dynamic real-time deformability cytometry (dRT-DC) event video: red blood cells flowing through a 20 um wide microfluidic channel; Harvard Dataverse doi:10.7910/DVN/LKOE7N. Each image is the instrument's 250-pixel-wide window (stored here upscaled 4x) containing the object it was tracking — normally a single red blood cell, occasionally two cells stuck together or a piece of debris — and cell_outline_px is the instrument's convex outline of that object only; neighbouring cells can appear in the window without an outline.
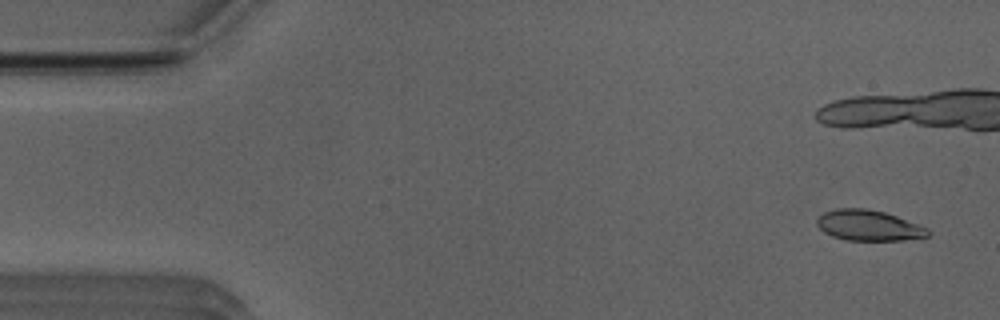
{"species": "Egyptian fruit bat (a non-hibernating species)", "species_latin": "Rousettus aegyptiacus", "temperature_condition": "room temperature", "stored_images_in_passage": 14, "camera_frame_rate_fps": 3000, "um_per_image_px": 0.085, "animal": {"sex": "male"}, "frame": {"image": 1, "passage_image": 3, "time_ms": 0.667, "image_size_px": [1000, 320], "cell_outline_px": [[932, 232], [928, 236], [904, 240], [844, 240], [832, 236], [824, 232], [816, 224], [816, 216], [824, 212], [836, 208], [868, 208], [884, 212], [896, 216], [928, 228]], "centroid_in_image_um": [73.8, 19.15], "position_along_channel_um": 11.2, "area_um2": 19.94}}